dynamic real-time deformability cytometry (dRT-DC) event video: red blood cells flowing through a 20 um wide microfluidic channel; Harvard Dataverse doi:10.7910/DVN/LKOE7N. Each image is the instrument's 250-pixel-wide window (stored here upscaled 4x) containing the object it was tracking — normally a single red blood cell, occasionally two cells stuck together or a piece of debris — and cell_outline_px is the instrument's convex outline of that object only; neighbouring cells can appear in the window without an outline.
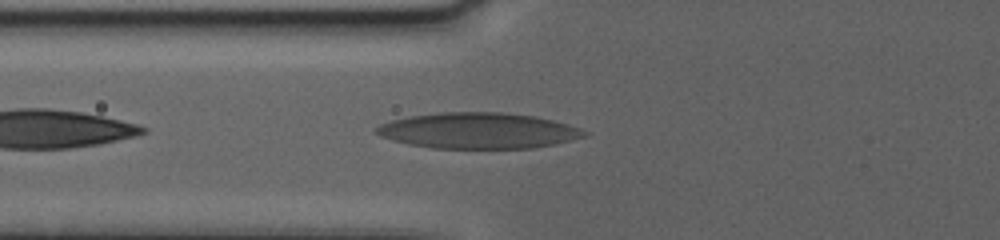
{"species": "human", "species_latin": "Homo sapiens", "temperature_condition": "warm", "stored_images_in_passage": 44, "camera_frame_rate_fps": 3000, "um_per_image_px": 0.085, "donor": {"sex": "female"}, "frame": {"image": 1, "passage_image": 6, "time_ms": 1.333, "image_size_px": [1000, 240], "cell_outline_px": [[588, 136], [556, 144], [532, 148], [432, 148], [408, 144], [392, 140], [380, 136], [376, 132], [376, 128], [380, 124], [392, 120], [412, 116], [440, 112], [504, 112], [536, 116], [568, 124], [580, 128], [588, 132]], "centroid_in_image_um": [40.7, 11.1], "position_along_channel_um": 85.1, "area_um2": 43.52}}
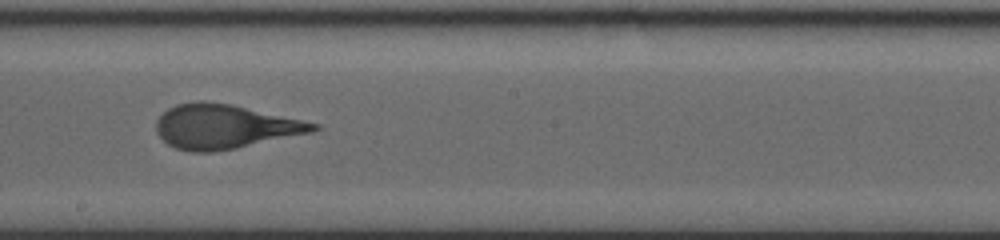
{"frame": {"image": 2, "passage_image": 26, "time_ms": 5.667, "image_size_px": [1000, 240], "cell_outline_px": [[320, 128], [312, 132], [236, 148], [212, 152], [192, 152], [176, 148], [168, 144], [156, 132], [156, 120], [168, 108], [176, 104], [200, 100], [204, 100], [232, 104], [320, 124]], "centroid_in_image_um": [19.07, 10.75], "position_along_channel_um": 229.1, "area_um2": 40.4}}
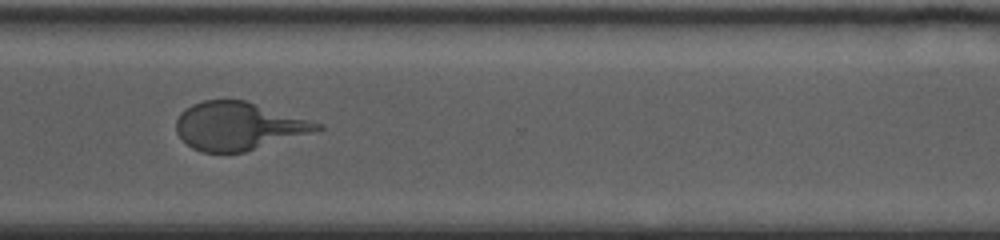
{"frame": {"image": 3, "passage_image": 43, "time_ms": 9.333, "image_size_px": [1000, 240], "cell_outline_px": [[324, 128], [244, 152], [200, 152], [192, 148], [176, 132], [176, 120], [180, 112], [184, 108], [192, 104], [204, 100], [244, 100], [324, 124]], "centroid_in_image_um": [20.22, 10.7], "position_along_channel_um": 350.4, "area_um2": 38.96}}